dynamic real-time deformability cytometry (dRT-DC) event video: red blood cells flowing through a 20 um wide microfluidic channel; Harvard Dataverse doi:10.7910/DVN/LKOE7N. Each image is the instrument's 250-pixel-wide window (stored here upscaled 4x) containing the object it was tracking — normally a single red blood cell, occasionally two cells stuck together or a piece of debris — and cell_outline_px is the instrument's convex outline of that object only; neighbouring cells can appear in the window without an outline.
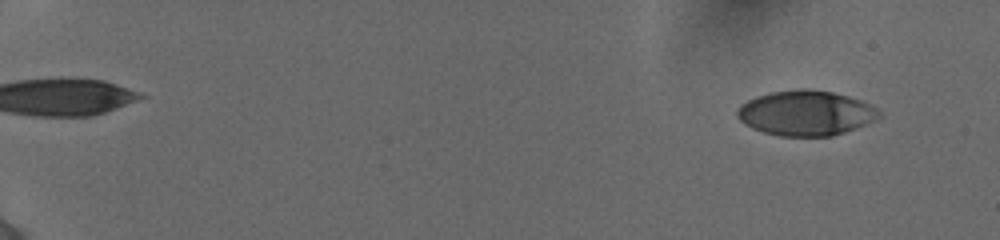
{"species": "human", "species_latin": "Homo sapiens", "temperature_condition": "cold", "stored_images_in_passage": 55, "camera_frame_rate_fps": 3000, "um_per_image_px": 0.085, "donor": {"sex": "female"}, "frame": {"image": 1, "passage_image": 4, "time_ms": 1.0, "image_size_px": [1000, 240], "cell_outline_px": [[880, 116], [856, 128], [832, 136], [780, 136], [764, 132], [752, 128], [744, 124], [736, 116], [736, 112], [740, 104], [756, 96], [768, 92], [796, 88], [812, 88], [832, 92], [848, 96], [860, 100], [876, 108], [880, 112]], "centroid_in_image_um": [68.44, 9.59], "position_along_channel_um": 16.6, "area_um2": 37.34}}
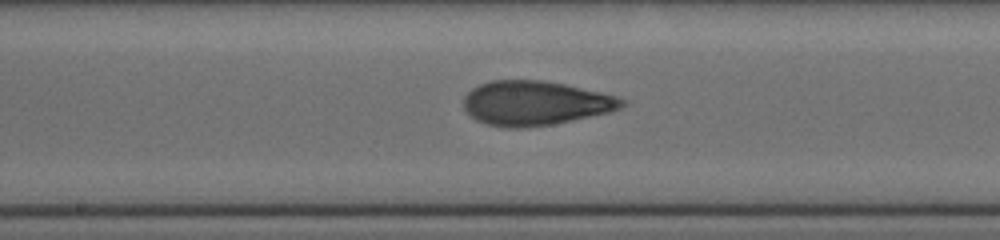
{"frame": {"image": 2, "passage_image": 32, "time_ms": 10.333, "image_size_px": [1000, 240], "cell_outline_px": [[628, 100], [620, 108], [608, 112], [572, 120], [552, 124], [520, 128], [504, 128], [488, 124], [476, 120], [464, 108], [464, 96], [472, 88], [480, 84], [492, 80], [544, 80], [564, 84], [600, 92], [616, 96]], "centroid_in_image_um": [45.48, 8.76], "position_along_channel_um": 202.7, "area_um2": 40.75}}
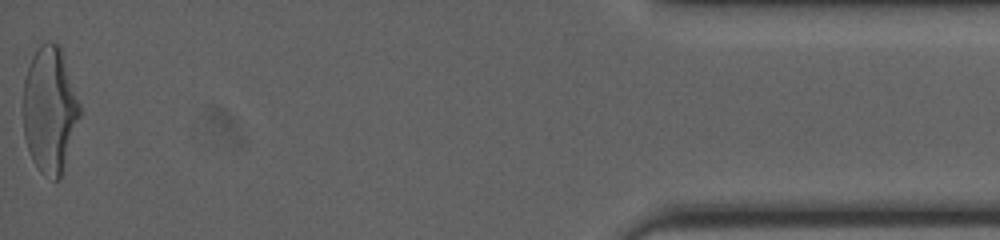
{"frame": {"image": 3, "passage_image": 55, "time_ms": 18.0, "image_size_px": [1000, 240], "cell_outline_px": [[80, 116], [60, 176], [56, 180], [52, 180], [40, 172], [32, 160], [24, 136], [24, 80], [32, 56], [40, 44], [48, 40], [60, 44], [80, 104]], "centroid_in_image_um": [4.22, 9.29], "position_along_channel_um": 431.0, "area_um2": 41.27}, "authors_computed_cell_mechanics": {"area_um2": 39.593, "velocity_mm_per_s": 3.8975, "shape_relaxation_time_tau1_ms": 3.8536, "shape_relaxation_time_tau2_ms": 1.3919, "deformation_change_tau1": 0.1811, "deformation_change_tau2": 0.0899}}